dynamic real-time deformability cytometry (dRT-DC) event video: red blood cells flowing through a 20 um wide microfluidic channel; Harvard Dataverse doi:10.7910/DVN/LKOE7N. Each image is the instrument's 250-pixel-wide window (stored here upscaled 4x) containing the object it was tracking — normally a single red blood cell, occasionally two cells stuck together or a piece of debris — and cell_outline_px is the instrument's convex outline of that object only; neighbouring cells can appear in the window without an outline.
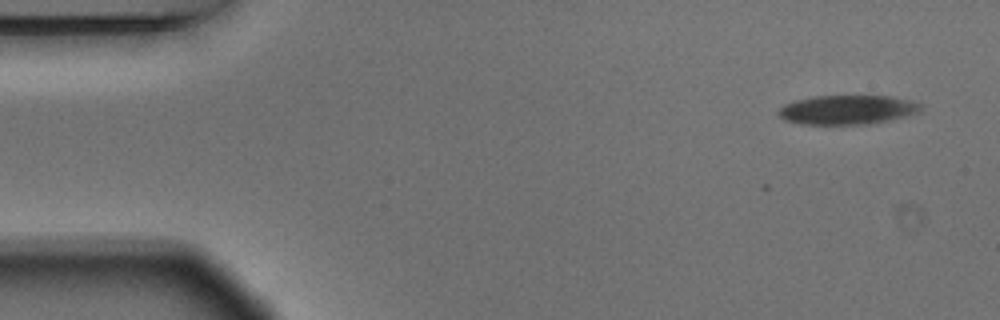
{"species": "Egyptian fruit bat (a non-hibernating species)", "species_latin": "Rousettus aegyptiacus", "temperature_condition": "warm", "stored_images_in_passage": 3, "camera_frame_rate_fps": 3000, "um_per_image_px": 0.085, "animal": {"sex": "male"}, "frame": {"image": 1, "passage_image": 3, "time_ms": 0.667, "image_size_px": [1000, 320], "cell_outline_px": [[924, 108], [920, 112], [908, 116], [868, 124], [800, 124], [784, 120], [776, 112], [784, 104], [796, 100], [812, 96], [892, 96], [912, 100], [924, 104]], "centroid_in_image_um": [72.08, 9.32], "position_along_channel_um": 12.9, "area_um2": 24.57}}